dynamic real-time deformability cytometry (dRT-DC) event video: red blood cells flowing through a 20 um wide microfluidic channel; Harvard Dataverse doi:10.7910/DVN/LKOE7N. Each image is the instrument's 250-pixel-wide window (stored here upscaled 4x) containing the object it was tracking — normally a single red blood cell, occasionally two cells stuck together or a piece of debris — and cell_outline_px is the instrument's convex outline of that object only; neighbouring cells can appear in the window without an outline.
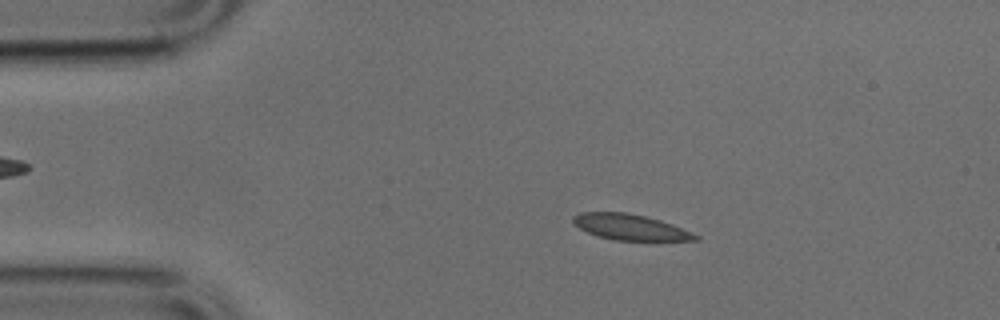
{"species": "common noctule bat (a hibernating species)", "species_latin": "Nyctalus noctula", "temperature_condition": "cold", "stored_images_in_passage": 49, "camera_frame_rate_fps": 3000, "um_per_image_px": 0.085, "animal": {"sex": "male", "body_mass_g": 17.9, "forearm_length_mm": 54.2}, "frame": {"image": 1, "passage_image": 8, "time_ms": 2.333, "image_size_px": [1000, 320], "cell_outline_px": [[700, 240], [616, 240], [600, 236], [588, 232], [580, 228], [572, 220], [572, 216], [580, 212], [628, 212], [660, 220], [672, 224], [700, 236]], "centroid_in_image_um": [53.57, 19.29], "position_along_channel_um": 31.4, "area_um2": 18.09}}
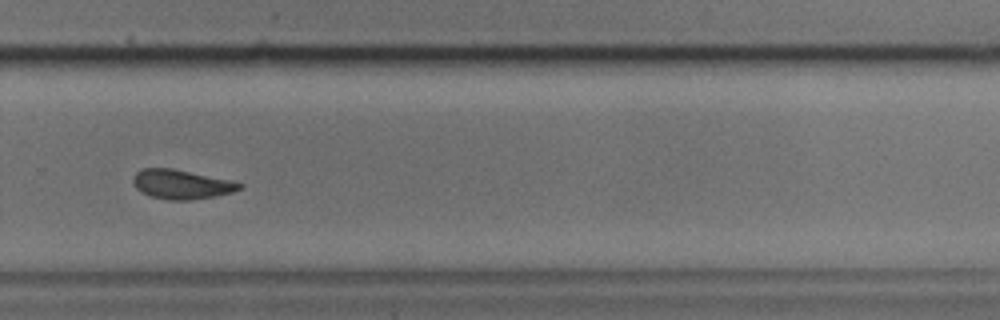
{"frame": {"image": 2, "passage_image": 33, "time_ms": 10.667, "image_size_px": [1000, 320], "cell_outline_px": [[244, 188], [232, 192], [216, 196], [192, 200], [172, 200], [152, 196], [140, 192], [136, 188], [132, 180], [132, 176], [140, 168], [172, 168], [228, 180], [244, 184]], "centroid_in_image_um": [15.4, 15.67], "position_along_channel_um": 314.4, "area_um2": 18.15}}
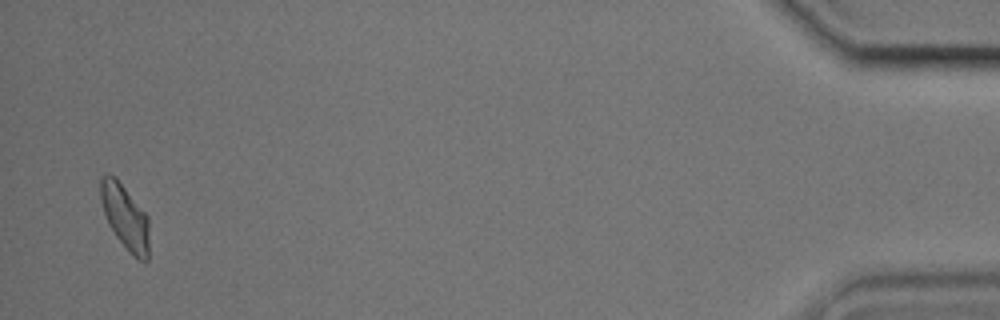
{"frame": {"image": 3, "passage_image": 48, "time_ms": 15.667, "image_size_px": [1000, 320], "cell_outline_px": [[148, 260], [140, 260], [116, 236], [108, 224], [100, 200], [100, 176], [116, 176], [148, 216]], "centroid_in_image_um": [10.62, 18.37], "position_along_channel_um": 424.6, "area_um2": 17.92}}